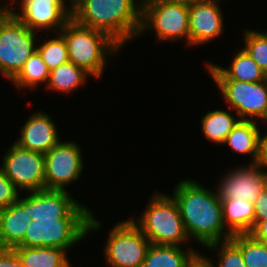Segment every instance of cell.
Returning <instances> with one entry per match:
<instances>
[{
  "label": "cell",
  "instance_id": "ba28073f",
  "mask_svg": "<svg viewBox=\"0 0 267 267\" xmlns=\"http://www.w3.org/2000/svg\"><path fill=\"white\" fill-rule=\"evenodd\" d=\"M150 241L131 219L110 230L105 259L112 267H141Z\"/></svg>",
  "mask_w": 267,
  "mask_h": 267
},
{
  "label": "cell",
  "instance_id": "f1b7e54d",
  "mask_svg": "<svg viewBox=\"0 0 267 267\" xmlns=\"http://www.w3.org/2000/svg\"><path fill=\"white\" fill-rule=\"evenodd\" d=\"M220 246V247H219ZM207 248L218 250L217 267H246L241 250L229 239L208 245ZM213 267H216L213 264Z\"/></svg>",
  "mask_w": 267,
  "mask_h": 267
},
{
  "label": "cell",
  "instance_id": "e575fe53",
  "mask_svg": "<svg viewBox=\"0 0 267 267\" xmlns=\"http://www.w3.org/2000/svg\"><path fill=\"white\" fill-rule=\"evenodd\" d=\"M187 267H213V261L199 253Z\"/></svg>",
  "mask_w": 267,
  "mask_h": 267
},
{
  "label": "cell",
  "instance_id": "9c48e42d",
  "mask_svg": "<svg viewBox=\"0 0 267 267\" xmlns=\"http://www.w3.org/2000/svg\"><path fill=\"white\" fill-rule=\"evenodd\" d=\"M214 81L228 106L236 110L240 120L253 119L257 122L261 119L267 122V79L254 83L237 80Z\"/></svg>",
  "mask_w": 267,
  "mask_h": 267
},
{
  "label": "cell",
  "instance_id": "7402d4cb",
  "mask_svg": "<svg viewBox=\"0 0 267 267\" xmlns=\"http://www.w3.org/2000/svg\"><path fill=\"white\" fill-rule=\"evenodd\" d=\"M223 219L232 234H247L254 228V205L246 200H221Z\"/></svg>",
  "mask_w": 267,
  "mask_h": 267
},
{
  "label": "cell",
  "instance_id": "e0dca14e",
  "mask_svg": "<svg viewBox=\"0 0 267 267\" xmlns=\"http://www.w3.org/2000/svg\"><path fill=\"white\" fill-rule=\"evenodd\" d=\"M32 219L29 215V195L0 210V248H15L26 233Z\"/></svg>",
  "mask_w": 267,
  "mask_h": 267
},
{
  "label": "cell",
  "instance_id": "277c9868",
  "mask_svg": "<svg viewBox=\"0 0 267 267\" xmlns=\"http://www.w3.org/2000/svg\"><path fill=\"white\" fill-rule=\"evenodd\" d=\"M153 198L138 220H131L151 244L180 246L188 241L180 211L171 196L154 193ZM157 194V195H156Z\"/></svg>",
  "mask_w": 267,
  "mask_h": 267
},
{
  "label": "cell",
  "instance_id": "ffe728a7",
  "mask_svg": "<svg viewBox=\"0 0 267 267\" xmlns=\"http://www.w3.org/2000/svg\"><path fill=\"white\" fill-rule=\"evenodd\" d=\"M257 123L253 120H240L224 142L238 154H251L252 164H257L259 158L260 130Z\"/></svg>",
  "mask_w": 267,
  "mask_h": 267
},
{
  "label": "cell",
  "instance_id": "d4e9b609",
  "mask_svg": "<svg viewBox=\"0 0 267 267\" xmlns=\"http://www.w3.org/2000/svg\"><path fill=\"white\" fill-rule=\"evenodd\" d=\"M50 71L41 55L36 51L32 54L20 72L11 80L18 88H34L44 82L48 83Z\"/></svg>",
  "mask_w": 267,
  "mask_h": 267
},
{
  "label": "cell",
  "instance_id": "83f0119b",
  "mask_svg": "<svg viewBox=\"0 0 267 267\" xmlns=\"http://www.w3.org/2000/svg\"><path fill=\"white\" fill-rule=\"evenodd\" d=\"M244 51L259 65L267 76V31L257 32L247 29L244 32Z\"/></svg>",
  "mask_w": 267,
  "mask_h": 267
},
{
  "label": "cell",
  "instance_id": "4316f807",
  "mask_svg": "<svg viewBox=\"0 0 267 267\" xmlns=\"http://www.w3.org/2000/svg\"><path fill=\"white\" fill-rule=\"evenodd\" d=\"M58 37V38H57ZM55 39L46 40L37 51L41 55L49 71L69 62L68 48L64 37L58 33Z\"/></svg>",
  "mask_w": 267,
  "mask_h": 267
},
{
  "label": "cell",
  "instance_id": "4fadbf2b",
  "mask_svg": "<svg viewBox=\"0 0 267 267\" xmlns=\"http://www.w3.org/2000/svg\"><path fill=\"white\" fill-rule=\"evenodd\" d=\"M65 0H20L21 14L9 11L30 30H60L71 19V5L65 6ZM70 6V7H69Z\"/></svg>",
  "mask_w": 267,
  "mask_h": 267
},
{
  "label": "cell",
  "instance_id": "d6a6232c",
  "mask_svg": "<svg viewBox=\"0 0 267 267\" xmlns=\"http://www.w3.org/2000/svg\"><path fill=\"white\" fill-rule=\"evenodd\" d=\"M249 234H251L256 240L267 244V220L260 221Z\"/></svg>",
  "mask_w": 267,
  "mask_h": 267
},
{
  "label": "cell",
  "instance_id": "f546056e",
  "mask_svg": "<svg viewBox=\"0 0 267 267\" xmlns=\"http://www.w3.org/2000/svg\"><path fill=\"white\" fill-rule=\"evenodd\" d=\"M19 192L0 168V210L16 202L20 197Z\"/></svg>",
  "mask_w": 267,
  "mask_h": 267
},
{
  "label": "cell",
  "instance_id": "5b68a950",
  "mask_svg": "<svg viewBox=\"0 0 267 267\" xmlns=\"http://www.w3.org/2000/svg\"><path fill=\"white\" fill-rule=\"evenodd\" d=\"M102 224L92 213L90 218H58L29 223L23 240L17 245L28 248L57 247L69 250Z\"/></svg>",
  "mask_w": 267,
  "mask_h": 267
},
{
  "label": "cell",
  "instance_id": "52a82bcc",
  "mask_svg": "<svg viewBox=\"0 0 267 267\" xmlns=\"http://www.w3.org/2000/svg\"><path fill=\"white\" fill-rule=\"evenodd\" d=\"M35 34L10 11L0 12V72L7 79L12 80L37 51Z\"/></svg>",
  "mask_w": 267,
  "mask_h": 267
},
{
  "label": "cell",
  "instance_id": "d590c367",
  "mask_svg": "<svg viewBox=\"0 0 267 267\" xmlns=\"http://www.w3.org/2000/svg\"><path fill=\"white\" fill-rule=\"evenodd\" d=\"M176 1H181L183 3L190 4V3L202 2V1H210V0H176Z\"/></svg>",
  "mask_w": 267,
  "mask_h": 267
},
{
  "label": "cell",
  "instance_id": "484cf974",
  "mask_svg": "<svg viewBox=\"0 0 267 267\" xmlns=\"http://www.w3.org/2000/svg\"><path fill=\"white\" fill-rule=\"evenodd\" d=\"M230 240L241 250L246 267H267V244L251 234H235Z\"/></svg>",
  "mask_w": 267,
  "mask_h": 267
},
{
  "label": "cell",
  "instance_id": "836d02e7",
  "mask_svg": "<svg viewBox=\"0 0 267 267\" xmlns=\"http://www.w3.org/2000/svg\"><path fill=\"white\" fill-rule=\"evenodd\" d=\"M257 165L262 169L267 168V134L262 137L260 133L259 158Z\"/></svg>",
  "mask_w": 267,
  "mask_h": 267
},
{
  "label": "cell",
  "instance_id": "8d00e7d4",
  "mask_svg": "<svg viewBox=\"0 0 267 267\" xmlns=\"http://www.w3.org/2000/svg\"><path fill=\"white\" fill-rule=\"evenodd\" d=\"M10 10V6L8 7L7 5L6 6H2V8L0 7V12L1 11H9Z\"/></svg>",
  "mask_w": 267,
  "mask_h": 267
},
{
  "label": "cell",
  "instance_id": "8992f818",
  "mask_svg": "<svg viewBox=\"0 0 267 267\" xmlns=\"http://www.w3.org/2000/svg\"><path fill=\"white\" fill-rule=\"evenodd\" d=\"M148 29L155 31L159 41L184 38L190 45L189 4L176 0H142L138 35Z\"/></svg>",
  "mask_w": 267,
  "mask_h": 267
},
{
  "label": "cell",
  "instance_id": "1f68e13d",
  "mask_svg": "<svg viewBox=\"0 0 267 267\" xmlns=\"http://www.w3.org/2000/svg\"><path fill=\"white\" fill-rule=\"evenodd\" d=\"M0 267H23L14 249L0 248Z\"/></svg>",
  "mask_w": 267,
  "mask_h": 267
},
{
  "label": "cell",
  "instance_id": "5bb4252c",
  "mask_svg": "<svg viewBox=\"0 0 267 267\" xmlns=\"http://www.w3.org/2000/svg\"><path fill=\"white\" fill-rule=\"evenodd\" d=\"M225 175L216 190L221 200L240 199L254 203L267 185V172L257 164L240 166Z\"/></svg>",
  "mask_w": 267,
  "mask_h": 267
},
{
  "label": "cell",
  "instance_id": "2e32d148",
  "mask_svg": "<svg viewBox=\"0 0 267 267\" xmlns=\"http://www.w3.org/2000/svg\"><path fill=\"white\" fill-rule=\"evenodd\" d=\"M57 127L48 114L32 113L20 129V137L14 142L19 147L46 154L60 140Z\"/></svg>",
  "mask_w": 267,
  "mask_h": 267
},
{
  "label": "cell",
  "instance_id": "30bf717a",
  "mask_svg": "<svg viewBox=\"0 0 267 267\" xmlns=\"http://www.w3.org/2000/svg\"><path fill=\"white\" fill-rule=\"evenodd\" d=\"M4 174L18 190L34 192L45 189V156L43 153L10 146L3 157Z\"/></svg>",
  "mask_w": 267,
  "mask_h": 267
},
{
  "label": "cell",
  "instance_id": "6da1fadb",
  "mask_svg": "<svg viewBox=\"0 0 267 267\" xmlns=\"http://www.w3.org/2000/svg\"><path fill=\"white\" fill-rule=\"evenodd\" d=\"M172 197L178 205L189 239L194 238L207 247L233 236L225 227L222 202L217 192L186 179L174 187Z\"/></svg>",
  "mask_w": 267,
  "mask_h": 267
},
{
  "label": "cell",
  "instance_id": "9a60e30c",
  "mask_svg": "<svg viewBox=\"0 0 267 267\" xmlns=\"http://www.w3.org/2000/svg\"><path fill=\"white\" fill-rule=\"evenodd\" d=\"M219 0L189 4L190 45H202L223 32V18Z\"/></svg>",
  "mask_w": 267,
  "mask_h": 267
},
{
  "label": "cell",
  "instance_id": "8fae6325",
  "mask_svg": "<svg viewBox=\"0 0 267 267\" xmlns=\"http://www.w3.org/2000/svg\"><path fill=\"white\" fill-rule=\"evenodd\" d=\"M75 142H58L45 156V189L66 190L80 178L83 167L82 150Z\"/></svg>",
  "mask_w": 267,
  "mask_h": 267
},
{
  "label": "cell",
  "instance_id": "cb8c5ba5",
  "mask_svg": "<svg viewBox=\"0 0 267 267\" xmlns=\"http://www.w3.org/2000/svg\"><path fill=\"white\" fill-rule=\"evenodd\" d=\"M88 76L82 68L67 62L50 71L45 87L58 93H68L84 84Z\"/></svg>",
  "mask_w": 267,
  "mask_h": 267
},
{
  "label": "cell",
  "instance_id": "44dd1931",
  "mask_svg": "<svg viewBox=\"0 0 267 267\" xmlns=\"http://www.w3.org/2000/svg\"><path fill=\"white\" fill-rule=\"evenodd\" d=\"M23 267H71L67 251L57 247L13 248Z\"/></svg>",
  "mask_w": 267,
  "mask_h": 267
},
{
  "label": "cell",
  "instance_id": "7a4b0ae2",
  "mask_svg": "<svg viewBox=\"0 0 267 267\" xmlns=\"http://www.w3.org/2000/svg\"><path fill=\"white\" fill-rule=\"evenodd\" d=\"M70 0L71 18L78 24L106 33L121 48L138 36L141 0Z\"/></svg>",
  "mask_w": 267,
  "mask_h": 267
},
{
  "label": "cell",
  "instance_id": "3957f363",
  "mask_svg": "<svg viewBox=\"0 0 267 267\" xmlns=\"http://www.w3.org/2000/svg\"><path fill=\"white\" fill-rule=\"evenodd\" d=\"M65 39L69 62L98 78L104 73L107 55L116 54L121 47L106 33L82 26L72 18L59 32ZM115 52V53H114Z\"/></svg>",
  "mask_w": 267,
  "mask_h": 267
},
{
  "label": "cell",
  "instance_id": "d6986e66",
  "mask_svg": "<svg viewBox=\"0 0 267 267\" xmlns=\"http://www.w3.org/2000/svg\"><path fill=\"white\" fill-rule=\"evenodd\" d=\"M198 254L192 248L150 244L141 267H187Z\"/></svg>",
  "mask_w": 267,
  "mask_h": 267
},
{
  "label": "cell",
  "instance_id": "ac0fdd59",
  "mask_svg": "<svg viewBox=\"0 0 267 267\" xmlns=\"http://www.w3.org/2000/svg\"><path fill=\"white\" fill-rule=\"evenodd\" d=\"M207 68L213 80H237L254 83L267 79L259 65L242 48L234 56L229 68H222L213 63L207 64Z\"/></svg>",
  "mask_w": 267,
  "mask_h": 267
},
{
  "label": "cell",
  "instance_id": "603a6c76",
  "mask_svg": "<svg viewBox=\"0 0 267 267\" xmlns=\"http://www.w3.org/2000/svg\"><path fill=\"white\" fill-rule=\"evenodd\" d=\"M204 136L216 144H224L228 134L233 130L240 119L234 118L228 111H208L201 118Z\"/></svg>",
  "mask_w": 267,
  "mask_h": 267
},
{
  "label": "cell",
  "instance_id": "4dcf8cb0",
  "mask_svg": "<svg viewBox=\"0 0 267 267\" xmlns=\"http://www.w3.org/2000/svg\"><path fill=\"white\" fill-rule=\"evenodd\" d=\"M254 205V227L260 222L267 220V185L256 198Z\"/></svg>",
  "mask_w": 267,
  "mask_h": 267
},
{
  "label": "cell",
  "instance_id": "7c38bea8",
  "mask_svg": "<svg viewBox=\"0 0 267 267\" xmlns=\"http://www.w3.org/2000/svg\"><path fill=\"white\" fill-rule=\"evenodd\" d=\"M29 215L32 221L58 218H90L92 212L73 199L66 190L41 189L30 192Z\"/></svg>",
  "mask_w": 267,
  "mask_h": 267
}]
</instances>
